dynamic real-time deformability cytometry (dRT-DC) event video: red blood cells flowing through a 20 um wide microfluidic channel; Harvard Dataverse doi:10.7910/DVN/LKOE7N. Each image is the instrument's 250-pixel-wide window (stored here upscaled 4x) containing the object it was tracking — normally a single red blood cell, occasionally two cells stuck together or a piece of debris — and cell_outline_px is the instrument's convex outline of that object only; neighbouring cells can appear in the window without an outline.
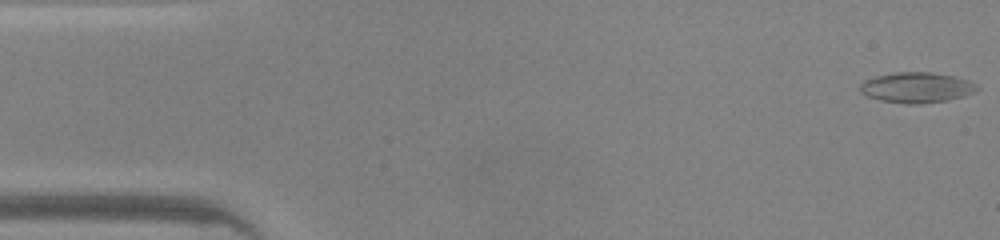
{"species": "common noctule bat (a hibernating species)", "species_latin": "Nyctalus noctula", "temperature_condition": "warm", "stored_images_in_passage": 47, "camera_frame_rate_fps": 3000, "um_per_image_px": 0.085, "animal": {"sex": "male", "body_mass_g": 20.0, "forearm_length_mm": 53.3}, "frame": {"image": 1, "passage_image": 1, "time_ms": 0.0, "image_size_px": [1000, 240], "cell_outline_px": [[980, 88], [964, 96], [944, 100], [920, 104], [908, 104], [880, 100], [868, 96], [860, 92], [860, 84], [864, 80], [876, 76], [896, 72], [932, 72], [956, 76], [968, 80], [976, 84]], "centroid_in_image_um": [77.9, 7.43], "position_along_channel_um": 7.1, "area_um2": 20.69}}
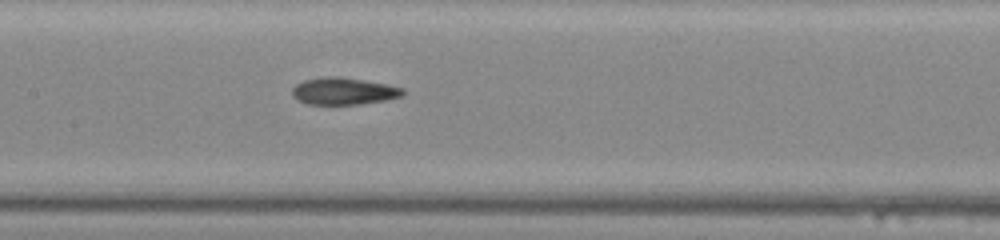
{"frame": {"image": 2, "passage_image": 22, "time_ms": 7.0, "image_size_px": [1000, 240], "cell_outline_px": [[404, 96], [384, 100], [356, 104], [308, 104], [296, 100], [292, 96], [292, 88], [296, 84], [304, 80], [324, 76], [336, 76], [364, 80], [404, 88]], "centroid_in_image_um": [29.17, 7.74], "position_along_channel_um": 178.2, "area_um2": 17.4}}
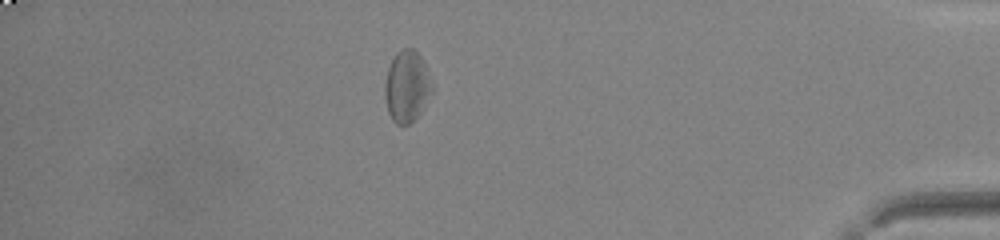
{"frame": {"image": 3, "passage_image": 41, "time_ms": 13.333, "image_size_px": [1000, 240], "cell_outline_px": [[432, 92], [420, 112], [408, 124], [396, 124], [392, 120], [388, 112], [384, 96], [384, 84], [388, 68], [396, 52], [404, 48], [412, 48], [420, 56], [432, 80]], "centroid_in_image_um": [34.56, 7.34], "position_along_channel_um": 400.6, "area_um2": 19.48}, "authors_computed_cell_mechanics": {"area_um2": 18.785, "velocity_mm_per_s": 4.2612, "shape_relaxation_time_tau1_ms": null, "shape_relaxation_time_tau2_ms": 4.5615, "deformation_change_tau1": null, "deformation_change_tau2": 0.1562}}